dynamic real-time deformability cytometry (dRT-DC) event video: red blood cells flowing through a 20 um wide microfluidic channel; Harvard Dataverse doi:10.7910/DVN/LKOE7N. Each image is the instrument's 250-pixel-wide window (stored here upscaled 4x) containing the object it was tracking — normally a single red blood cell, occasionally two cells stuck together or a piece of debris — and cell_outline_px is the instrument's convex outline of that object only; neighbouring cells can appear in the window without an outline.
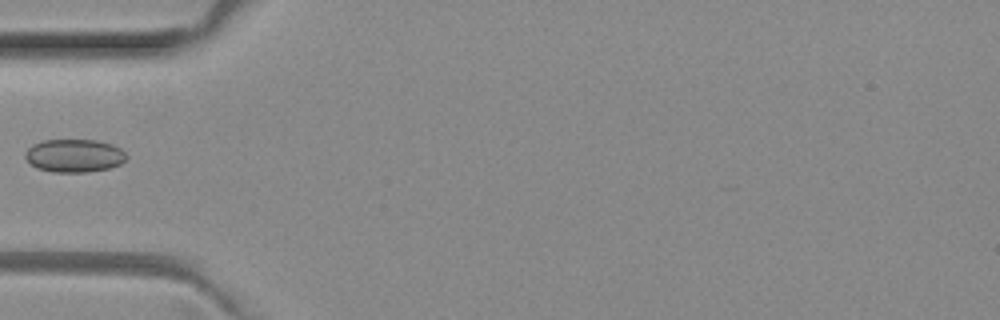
{"species": "common noctule bat (a hibernating species)", "species_latin": "Nyctalus noctula", "temperature_condition": "room temperature", "stored_images_in_passage": 6, "camera_frame_rate_fps": 3000, "um_per_image_px": 0.085, "animal": {"sex": "female", "body_mass_g": 29.2, "forearm_length_mm": 56.3}, "frame": {"image": 1, "passage_image": 5, "time_ms": 1.333, "image_size_px": [1000, 320], "cell_outline_px": [[128, 156], [120, 164], [108, 168], [88, 172], [52, 172], [36, 168], [24, 156], [24, 152], [32, 144], [44, 140], [96, 140], [112, 144], [120, 148]], "centroid_in_image_um": [6.3, 13.23], "position_along_channel_um": 78.7, "area_um2": 19.54}}